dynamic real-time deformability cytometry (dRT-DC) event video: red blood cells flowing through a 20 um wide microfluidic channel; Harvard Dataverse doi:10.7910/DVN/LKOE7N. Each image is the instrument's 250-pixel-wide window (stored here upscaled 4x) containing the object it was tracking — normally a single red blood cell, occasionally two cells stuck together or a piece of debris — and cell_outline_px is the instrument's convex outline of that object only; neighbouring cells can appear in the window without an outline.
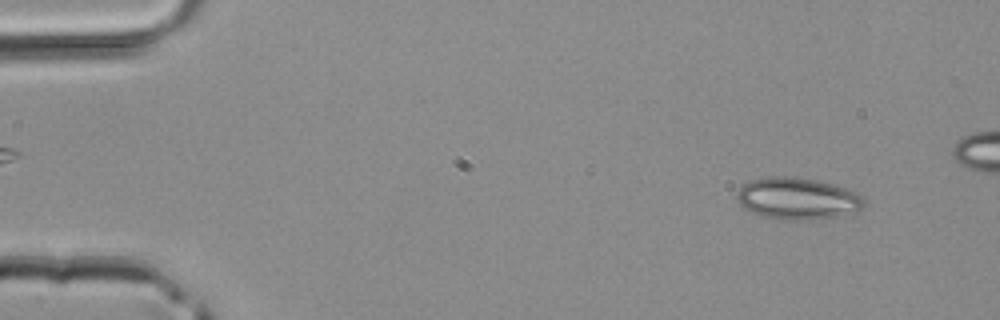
{"species": "common noctule bat (a hibernating species)", "species_latin": "Nyctalus noctula", "temperature_condition": "room temperature", "stored_images_in_passage": 41, "camera_frame_rate_fps": 3000, "um_per_image_px": 0.085, "animal": {"sex": "male", "body_mass_g": 20.4}, "frame": {"image": 1, "passage_image": 4, "time_ms": 1.0, "image_size_px": [1000, 320], "cell_outline_px": [[864, 204], [860, 208], [852, 212], [836, 216], [812, 220], [780, 220], [760, 216], [744, 208], [736, 200], [736, 196], [740, 188], [748, 180], [768, 176], [792, 176], [816, 180], [832, 184], [856, 192], [864, 196]], "centroid_in_image_um": [67.74, 16.87], "position_along_channel_um": 17.3, "area_um2": 31.15}}
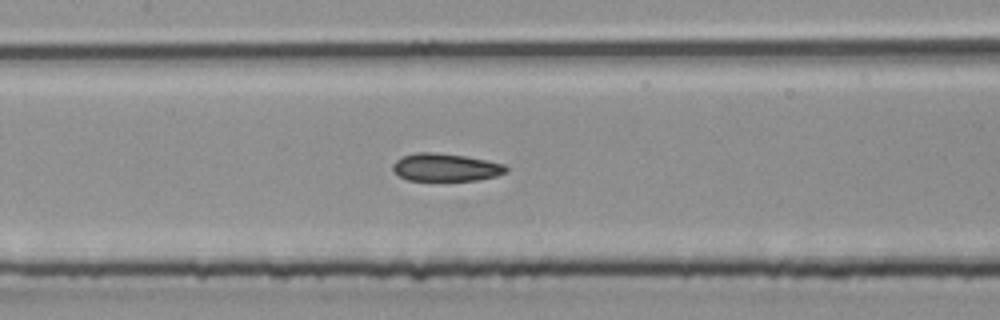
{"frame": {"image": 2, "passage_image": 21, "time_ms": 6.667, "image_size_px": [1000, 320], "cell_outline_px": [[508, 172], [496, 176], [476, 180], [408, 180], [392, 172], [392, 164], [396, 160], [404, 156], [416, 152], [432, 152], [464, 156], [504, 164], [508, 168]], "centroid_in_image_um": [37.86, 14.23], "position_along_channel_um": 169.5, "area_um2": 18.21}}
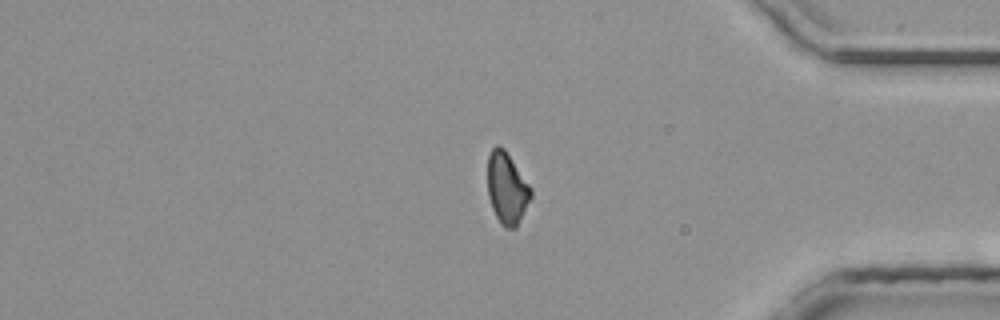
{"frame": {"image": 3, "passage_image": 37, "time_ms": 12.0, "image_size_px": [1000, 320], "cell_outline_px": [[532, 196], [516, 228], [504, 228], [500, 224], [492, 208], [488, 196], [488, 156], [492, 148], [496, 144], [504, 148], [532, 188]], "centroid_in_image_um": [43.09, 16.01], "position_along_channel_um": 392.1, "area_um2": 18.09}}